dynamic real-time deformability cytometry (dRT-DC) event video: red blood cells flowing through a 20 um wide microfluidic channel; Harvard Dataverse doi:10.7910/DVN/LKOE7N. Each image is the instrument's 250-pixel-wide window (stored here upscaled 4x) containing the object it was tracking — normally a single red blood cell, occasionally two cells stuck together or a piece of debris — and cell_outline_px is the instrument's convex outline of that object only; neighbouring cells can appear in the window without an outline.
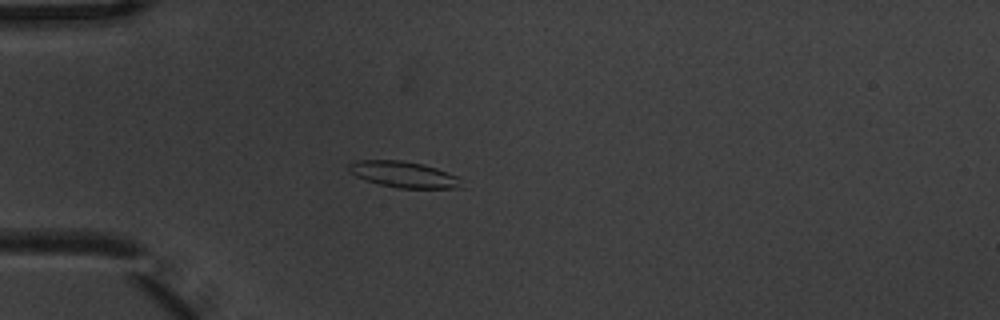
{"species": "common noctule bat (a hibernating species)", "species_latin": "Nyctalus noctula", "temperature_condition": "warm", "stored_images_in_passage": 3, "camera_frame_rate_fps": 3000, "um_per_image_px": 0.085, "animal": {"sex": "male", "body_mass_g": 20.1, "forearm_length_mm": 53.5}, "frame": {"image": 1, "passage_image": 2, "time_ms": 0.333, "image_size_px": [1000, 320], "cell_outline_px": [[464, 188], [400, 188], [380, 184], [356, 176], [348, 172], [348, 164], [356, 160], [400, 160], [424, 164], [436, 168], [456, 176]], "centroid_in_image_um": [34.28, 14.82], "position_along_channel_um": 50.7, "area_um2": 16.99}}